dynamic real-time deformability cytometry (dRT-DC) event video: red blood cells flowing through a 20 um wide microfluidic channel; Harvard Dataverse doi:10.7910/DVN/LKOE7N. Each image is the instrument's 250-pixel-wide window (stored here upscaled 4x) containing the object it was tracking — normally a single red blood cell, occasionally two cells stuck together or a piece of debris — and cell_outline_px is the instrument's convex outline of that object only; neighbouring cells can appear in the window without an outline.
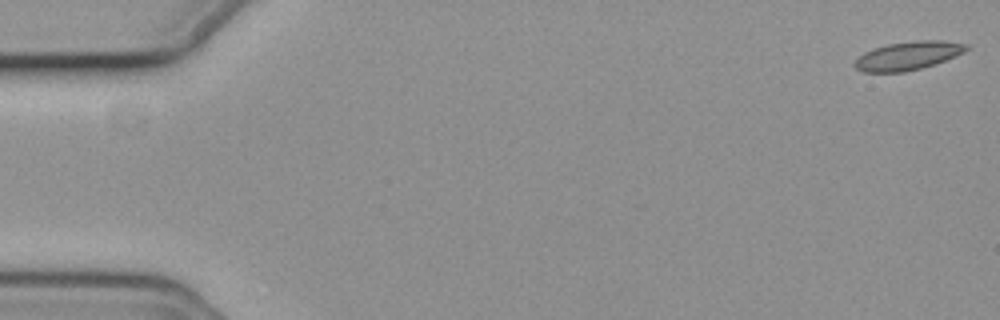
{"species": "common noctule bat (a hibernating species)", "species_latin": "Nyctalus noctula", "temperature_condition": "cold", "stored_images_in_passage": 56, "camera_frame_rate_fps": 3000, "um_per_image_px": 0.085, "animal": {"sex": "female", "body_mass_g": 19.3, "forearm_length_mm": 54.1}, "frame": {"image": 1, "passage_image": 1, "time_ms": 0.0, "image_size_px": [1000, 320], "cell_outline_px": [[968, 48], [964, 52], [944, 60], [920, 68], [904, 72], [864, 72], [856, 68], [852, 64], [864, 52], [872, 48], [888, 44], [916, 40], [940, 40], [968, 44]], "centroid_in_image_um": [77.14, 4.73], "position_along_channel_um": 7.9, "area_um2": 18.32}}
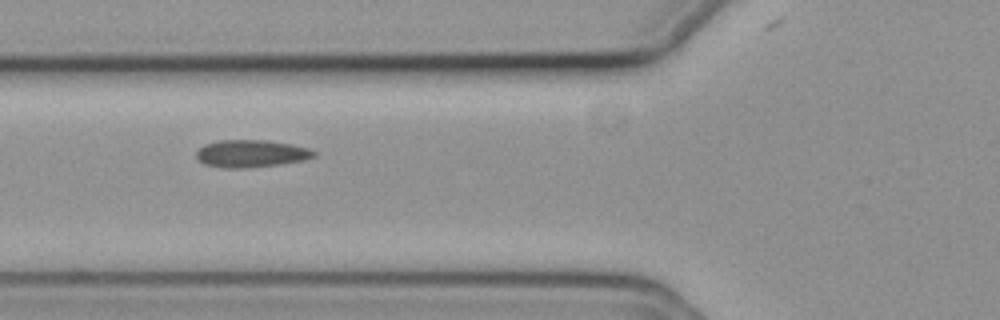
{"frame": {"image": 2, "passage_image": 21, "time_ms": 6.667, "image_size_px": [1000, 320], "cell_outline_px": [[316, 156], [304, 160], [280, 164], [248, 168], [224, 168], [204, 164], [196, 160], [196, 152], [204, 144], [220, 140], [268, 140], [292, 144], [308, 148], [316, 152]], "centroid_in_image_um": [21.33, 13.05], "position_along_channel_um": 104.5, "area_um2": 18.96}}
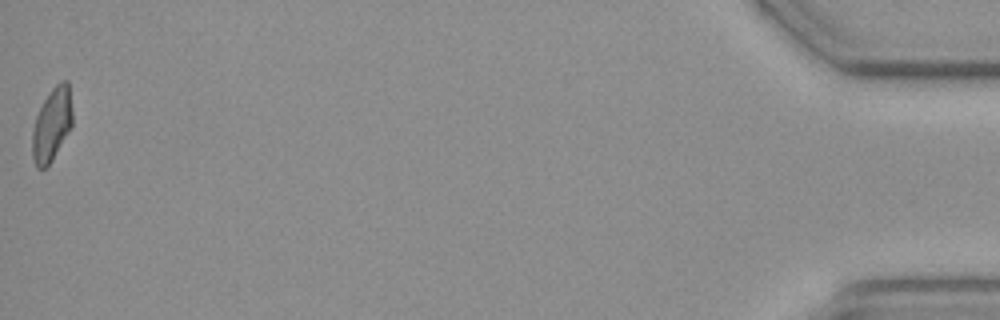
{"frame": {"image": 3, "passage_image": 56, "time_ms": 18.333, "image_size_px": [1000, 320], "cell_outline_px": [[72, 124], [68, 132], [52, 160], [44, 168], [36, 168], [32, 156], [32, 132], [36, 116], [44, 100], [52, 88], [60, 80], [68, 80], [72, 108]], "centroid_in_image_um": [4.4, 10.56], "position_along_channel_um": 430.8, "area_um2": 16.99}, "authors_computed_cell_mechanics": {"area_um2": 17.8602, "velocity_mm_per_s": 3.7006, "shape_relaxation_time_tau1_ms": null, "shape_relaxation_time_tau2_ms": 4.2751, "deformation_change_tau1": null, "deformation_change_tau2": 0.0983}}